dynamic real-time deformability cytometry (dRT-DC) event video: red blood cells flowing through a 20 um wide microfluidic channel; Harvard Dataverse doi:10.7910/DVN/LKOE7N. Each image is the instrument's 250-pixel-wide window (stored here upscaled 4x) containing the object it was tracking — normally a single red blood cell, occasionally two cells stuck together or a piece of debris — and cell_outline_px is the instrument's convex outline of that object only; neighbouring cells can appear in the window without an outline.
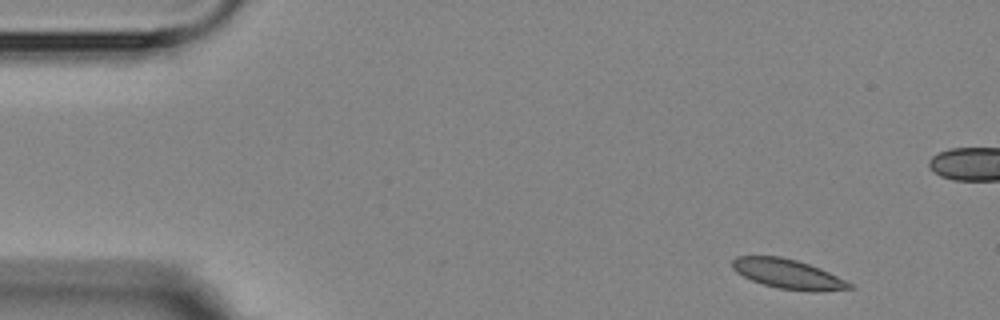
{"species": "Egyptian fruit bat (a non-hibernating species)", "species_latin": "Rousettus aegyptiacus", "temperature_condition": "room temperature", "stored_images_in_passage": 5, "camera_frame_rate_fps": 3000, "um_per_image_px": 0.085, "animal": {"sex": "female"}, "frame": {"image": 1, "passage_image": 1, "time_ms": 0.0, "image_size_px": [1000, 320], "cell_outline_px": [[856, 288], [816, 292], [808, 292], [780, 288], [764, 284], [752, 280], [736, 272], [732, 268], [732, 260], [736, 256], [780, 256], [796, 260], [820, 268], [852, 284]], "centroid_in_image_um": [66.98, 23.29], "position_along_channel_um": 18.0, "area_um2": 20.06}}